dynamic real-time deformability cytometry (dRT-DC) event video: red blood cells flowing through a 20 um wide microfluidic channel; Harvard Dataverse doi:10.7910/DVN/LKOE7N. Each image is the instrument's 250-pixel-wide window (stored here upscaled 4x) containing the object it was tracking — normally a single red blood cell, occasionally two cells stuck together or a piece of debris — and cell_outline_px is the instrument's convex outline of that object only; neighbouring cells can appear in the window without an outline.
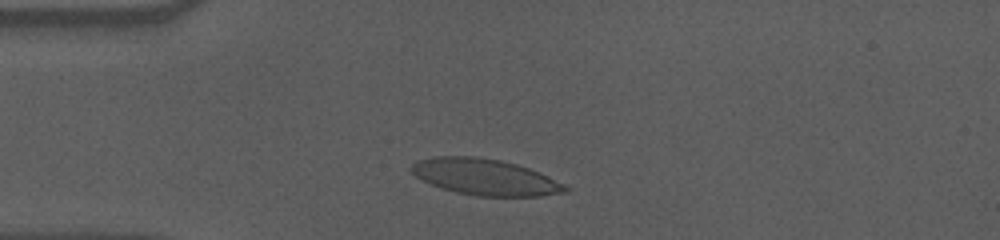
{"species": "human", "species_latin": "Homo sapiens", "temperature_condition": "cold", "stored_images_in_passage": 40, "camera_frame_rate_fps": 3000, "um_per_image_px": 0.085, "donor": {"sex": "male"}, "frame": {"image": 1, "passage_image": 5, "time_ms": 1.333, "image_size_px": [1000, 240], "cell_outline_px": [[572, 188], [568, 192], [540, 196], [476, 196], [456, 192], [440, 188], [416, 176], [408, 168], [416, 160], [432, 156], [476, 156], [500, 160], [516, 164], [528, 168], [548, 176]], "centroid_in_image_um": [41.22, 15.04], "position_along_channel_um": 43.8, "area_um2": 32.6}}
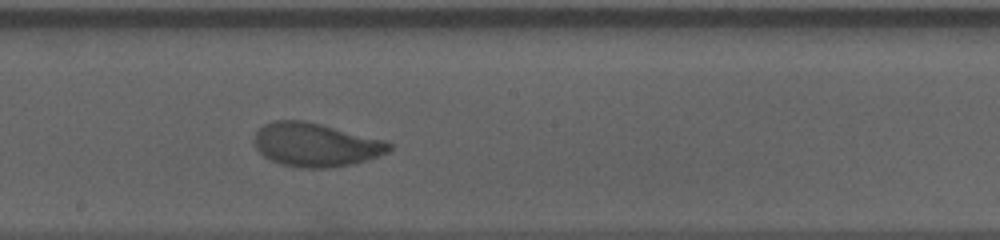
{"frame": {"image": 2, "passage_image": 22, "time_ms": 7.0, "image_size_px": [1000, 240], "cell_outline_px": [[392, 148], [388, 152], [352, 164], [332, 168], [300, 168], [280, 164], [264, 156], [256, 148], [256, 128], [272, 120], [304, 120], [388, 140], [392, 144]], "centroid_in_image_um": [26.85, 12.29], "position_along_channel_um": 221.4, "area_um2": 34.45}}
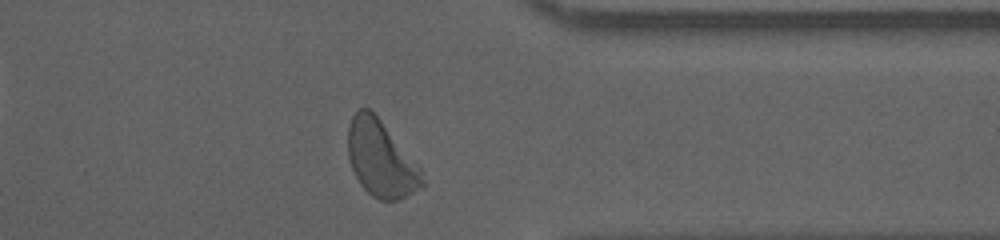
{"frame": {"image": 3, "passage_image": 36, "time_ms": 11.667, "image_size_px": [1000, 240], "cell_outline_px": [[428, 184], [396, 200], [380, 200], [372, 196], [360, 184], [352, 168], [348, 156], [348, 128], [352, 116], [360, 108], [368, 108], [380, 120], [420, 168]], "centroid_in_image_um": [32.38, 13.53], "position_along_channel_um": 379.0, "area_um2": 32.37}, "authors_computed_cell_mechanics": {"area_um2": 33.7552, "velocity_mm_per_s": 3.5302, "shape_relaxation_time_tau1_ms": 4.0432, "shape_relaxation_time_tau2_ms": null, "deformation_change_tau1": 0.1654, "deformation_change_tau2": null}}